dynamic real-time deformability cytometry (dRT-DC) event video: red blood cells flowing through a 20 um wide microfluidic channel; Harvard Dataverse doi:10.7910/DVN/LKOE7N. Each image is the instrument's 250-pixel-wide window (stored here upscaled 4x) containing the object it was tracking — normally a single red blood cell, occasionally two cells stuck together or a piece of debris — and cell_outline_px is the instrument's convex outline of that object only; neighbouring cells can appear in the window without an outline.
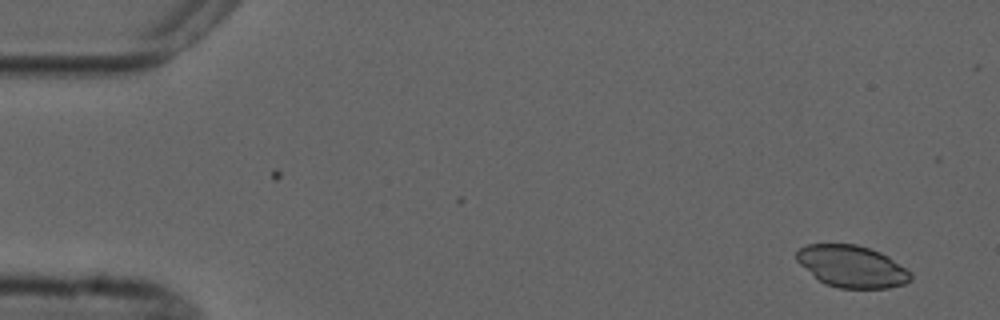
{"species": "common noctule bat (a hibernating species)", "species_latin": "Nyctalus noctula", "temperature_condition": "cold", "stored_images_in_passage": 4, "segment_of_instrument_passage": [2, 2], "camera_frame_rate_fps": 3000, "um_per_image_px": 0.085, "animal": {"sex": "male", "forearm_length_mm": 52.5}, "frame": {"image": 1, "passage_image": 4, "time_ms": 3.333, "image_size_px": [1000, 320], "cell_outline_px": [[912, 280], [904, 284], [888, 288], [840, 288], [824, 284], [800, 264], [796, 260], [796, 252], [800, 248], [808, 244], [856, 244], [880, 252], [888, 256], [912, 272]], "centroid_in_image_um": [72.43, 22.65], "position_along_channel_um": 12.6, "area_um2": 27.86}}